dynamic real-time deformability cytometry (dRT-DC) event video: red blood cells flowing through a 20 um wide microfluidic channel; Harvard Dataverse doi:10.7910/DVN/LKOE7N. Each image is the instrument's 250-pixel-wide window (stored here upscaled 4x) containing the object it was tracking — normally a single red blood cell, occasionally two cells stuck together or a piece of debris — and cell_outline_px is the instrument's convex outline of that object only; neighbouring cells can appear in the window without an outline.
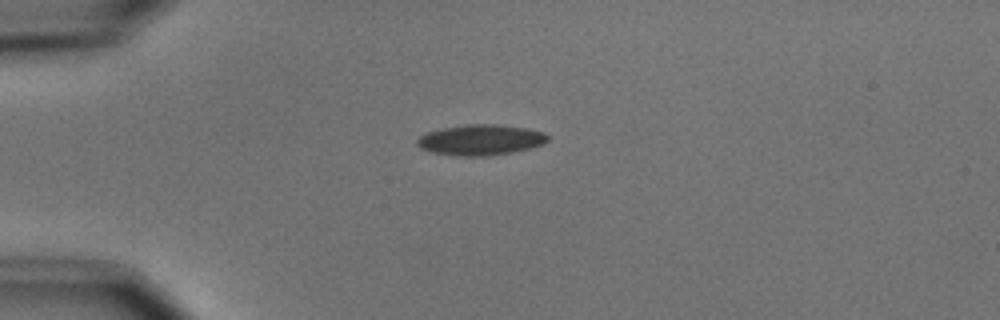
{"species": "common noctule bat (a hibernating species)", "species_latin": "Nyctalus noctula", "temperature_condition": "cold", "stored_images_in_passage": 3, "camera_frame_rate_fps": 3000, "um_per_image_px": 0.085, "animal": {"sex": "male", "body_mass_g": 15.6}, "frame": {"image": 1, "passage_image": 1, "time_ms": 0.0, "image_size_px": [1000, 320], "cell_outline_px": [[548, 140], [544, 144], [512, 152], [484, 156], [460, 156], [432, 152], [420, 148], [416, 144], [416, 140], [420, 136], [428, 132], [444, 128], [468, 124], [496, 124], [524, 128], [544, 132], [548, 136]], "centroid_in_image_um": [40.84, 11.89], "position_along_channel_um": 44.2, "area_um2": 23.06}}